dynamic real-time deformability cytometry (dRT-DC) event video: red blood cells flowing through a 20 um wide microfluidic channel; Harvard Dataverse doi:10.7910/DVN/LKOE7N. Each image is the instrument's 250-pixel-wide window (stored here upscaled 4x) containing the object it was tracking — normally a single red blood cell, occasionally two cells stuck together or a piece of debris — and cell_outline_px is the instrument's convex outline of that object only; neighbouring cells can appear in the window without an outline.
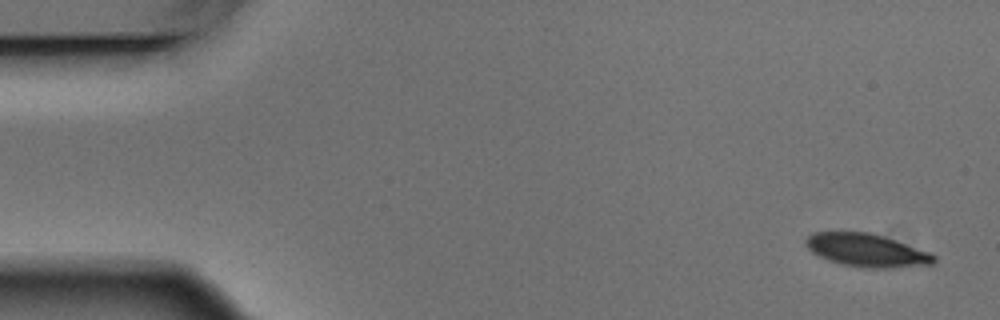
{"species": "Egyptian fruit bat (a non-hibernating species)", "species_latin": "Rousettus aegyptiacus", "temperature_condition": "warm", "stored_images_in_passage": 5, "segment_of_instrument_passage": [1, 2], "camera_frame_rate_fps": 3000, "um_per_image_px": 0.085, "animal": {"sex": "male"}, "frame": {"image": 1, "passage_image": 1, "time_ms": 0.0, "image_size_px": [1000, 320], "cell_outline_px": [[936, 264], [892, 268], [868, 268], [840, 264], [828, 260], [812, 252], [804, 244], [804, 240], [812, 232], [872, 232], [896, 240], [928, 252], [936, 256]], "centroid_in_image_um": [73.67, 21.27], "position_along_channel_um": 11.3, "area_um2": 24.8}}
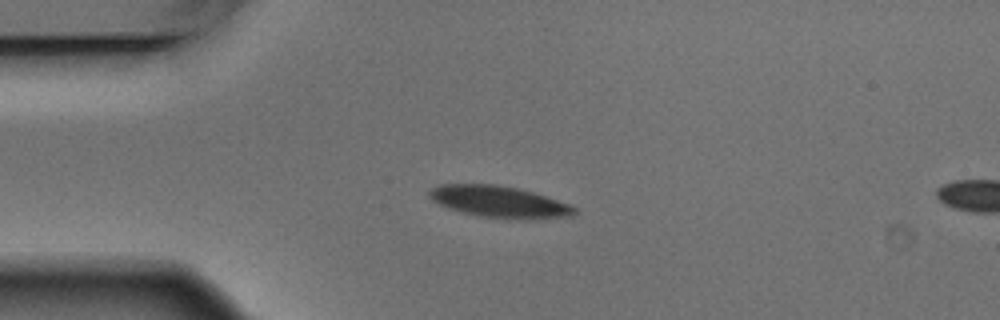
{"frame": {"image": 2, "passage_image": 4, "time_ms": 1.0, "image_size_px": [1000, 320], "cell_outline_px": [[576, 212], [572, 216], [516, 220], [508, 220], [480, 216], [460, 212], [448, 208], [432, 200], [428, 196], [428, 192], [432, 188], [440, 184], [496, 184], [516, 188], [532, 192], [568, 204], [576, 208]], "centroid_in_image_um": [42.39, 17.16], "position_along_channel_um": 42.6, "area_um2": 26.7}}